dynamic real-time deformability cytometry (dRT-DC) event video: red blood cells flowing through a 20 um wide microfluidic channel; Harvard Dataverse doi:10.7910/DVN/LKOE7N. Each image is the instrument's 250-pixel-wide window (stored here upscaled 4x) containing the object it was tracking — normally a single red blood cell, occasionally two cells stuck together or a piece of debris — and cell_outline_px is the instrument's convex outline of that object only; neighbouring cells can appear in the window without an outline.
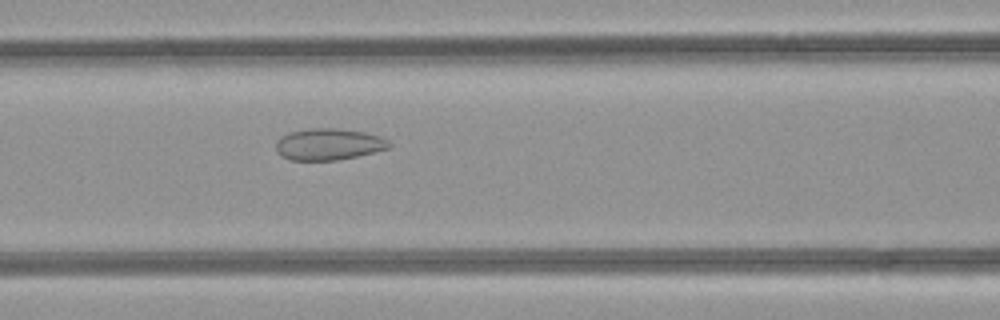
{"species": "common noctule bat (a hibernating species)", "species_latin": "Nyctalus noctula", "temperature_condition": "room temperature", "stored_images_in_passage": 28, "camera_frame_rate_fps": 3000, "um_per_image_px": 0.085, "animal": {"sex": "female", "body_mass_g": 21.9}, "frame": {"image": 1, "passage_image": 7, "time_ms": 2.0, "image_size_px": [1000, 320], "cell_outline_px": [[392, 144], [388, 148], [356, 156], [336, 160], [288, 160], [276, 152], [276, 140], [280, 136], [288, 132], [308, 128], [336, 128], [364, 132], [380, 136], [388, 140]], "centroid_in_image_um": [27.88, 12.25], "position_along_channel_um": 138.7, "area_um2": 20.92}}
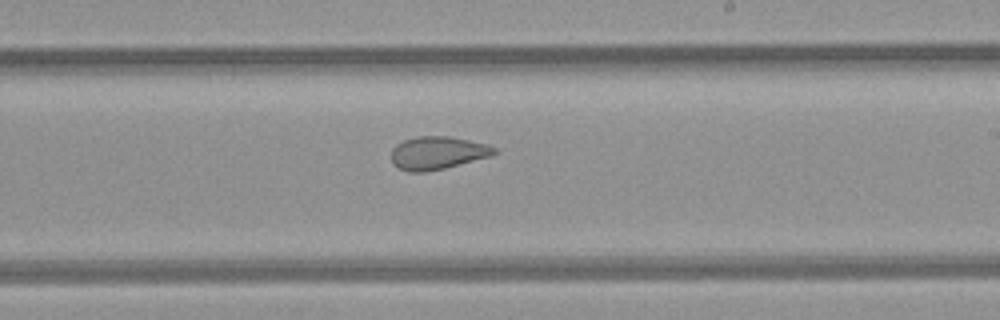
{"frame": {"image": 2, "passage_image": 15, "time_ms": 4.667, "image_size_px": [1000, 320], "cell_outline_px": [[500, 152], [492, 156], [444, 168], [424, 172], [408, 172], [392, 164], [392, 148], [396, 144], [404, 140], [416, 136], [448, 136], [488, 144], [496, 148]], "centroid_in_image_um": [37.21, 12.99], "position_along_channel_um": 251.8, "area_um2": 19.88}}
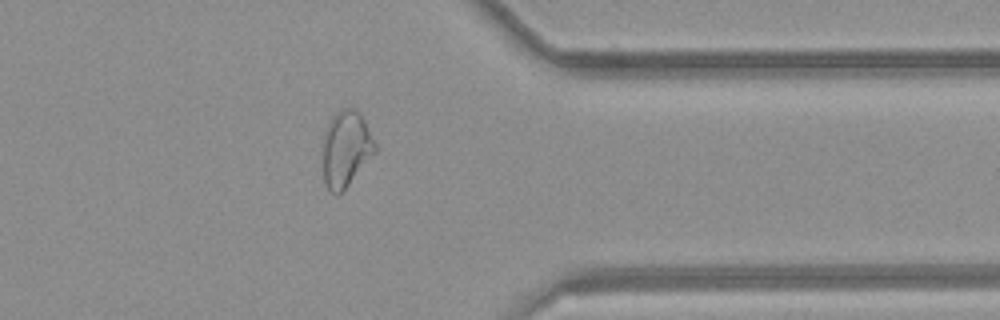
{"frame": {"image": 3, "passage_image": 25, "time_ms": 8.0, "image_size_px": [1000, 320], "cell_outline_px": [[376, 152], [348, 184], [340, 192], [332, 192], [324, 184], [324, 132], [332, 116], [340, 108], [356, 108], [360, 112], [376, 144]], "centroid_in_image_um": [29.42, 12.59], "position_along_channel_um": 382.0, "area_um2": 22.72}, "authors_computed_cell_mechanics": {"area_um2": 20.808, "velocity_mm_per_s": 4.2509, "shape_relaxation_time_tau1_ms": null, "shape_relaxation_time_tau2_ms": 1.4897, "deformation_change_tau1": null, "deformation_change_tau2": 0.0729}}